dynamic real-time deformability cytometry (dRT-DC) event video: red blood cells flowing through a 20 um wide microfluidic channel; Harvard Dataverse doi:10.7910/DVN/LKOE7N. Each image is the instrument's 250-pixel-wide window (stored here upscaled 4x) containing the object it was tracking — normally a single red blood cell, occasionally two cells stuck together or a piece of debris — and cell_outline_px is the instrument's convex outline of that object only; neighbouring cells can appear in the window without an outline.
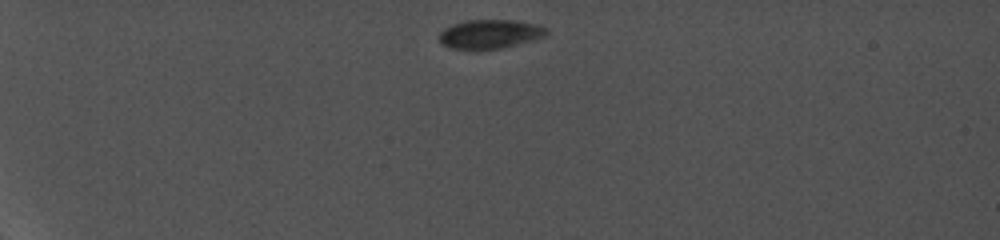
{"species": "common noctule bat (a hibernating species)", "species_latin": "Nyctalus noctula", "temperature_condition": "cold", "stored_images_in_passage": 64, "camera_frame_rate_fps": 5000, "um_per_image_px": 0.085, "animal": {"sex": "female", "body_mass_g": 19.0, "forearm_length_mm": 56.7}, "frame": {"image": 1, "passage_image": 1, "time_ms": 0.0, "image_size_px": [1000, 240], "cell_outline_px": [[548, 32], [544, 36], [532, 40], [500, 48], [448, 48], [440, 44], [440, 32], [444, 28], [452, 24], [464, 20], [512, 20], [536, 24], [548, 28]], "centroid_in_image_um": [41.62, 2.87], "position_along_channel_um": 43.4, "area_um2": 17.86}}
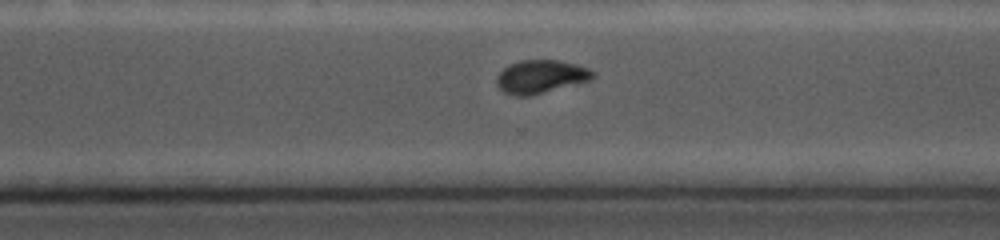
{"frame": {"image": 2, "passage_image": 49, "time_ms": 9.4, "image_size_px": [1000, 240], "cell_outline_px": [[596, 76], [592, 80], [532, 96], [516, 96], [504, 92], [496, 84], [496, 76], [508, 64], [520, 60], [556, 60], [588, 68], [596, 72]], "centroid_in_image_um": [45.97, 6.53], "position_along_channel_um": 324.6, "area_um2": 18.84}}
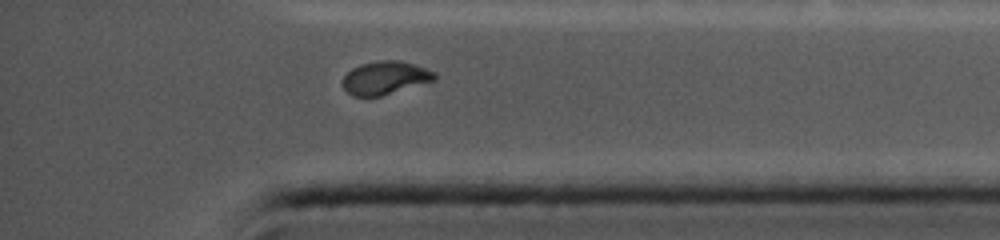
{"frame": {"image": 3, "passage_image": 59, "time_ms": 11.4, "image_size_px": [1000, 240], "cell_outline_px": [[436, 80], [380, 96], [352, 96], [340, 84], [344, 76], [352, 68], [360, 64], [380, 60], [400, 60], [436, 72]], "centroid_in_image_um": [32.71, 6.61], "position_along_channel_um": 402.5, "area_um2": 17.74}}